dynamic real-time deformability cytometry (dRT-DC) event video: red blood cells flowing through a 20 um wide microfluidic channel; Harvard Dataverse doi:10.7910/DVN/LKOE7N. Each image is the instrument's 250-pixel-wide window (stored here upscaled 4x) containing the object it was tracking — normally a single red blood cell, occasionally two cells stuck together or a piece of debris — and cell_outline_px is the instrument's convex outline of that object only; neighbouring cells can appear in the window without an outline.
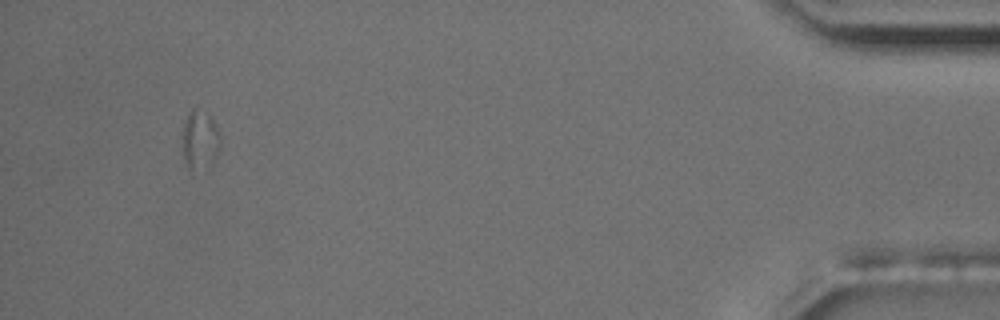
{"species": "common noctule bat (a hibernating species)", "species_latin": "Nyctalus noctula", "temperature_condition": "room temperature", "stored_images_in_passage": 48, "camera_frame_rate_fps": 3000, "um_per_image_px": 0.085, "animal": {"sex": "male", "body_mass_g": 17.5, "forearm_length_mm": 52.3}, "frame": {"image": 1, "passage_image": 45, "time_ms": 14.667, "image_size_px": [1000, 320], "cell_outline_px": [[220, 144], [216, 156], [188, 168], [184, 160], [180, 136], [184, 120], [188, 112], [192, 108], [196, 108], [208, 116], [212, 120], [216, 128]], "centroid_in_image_um": [16.89, 11.74], "position_along_channel_um": 418.3, "area_um2": 12.14}}